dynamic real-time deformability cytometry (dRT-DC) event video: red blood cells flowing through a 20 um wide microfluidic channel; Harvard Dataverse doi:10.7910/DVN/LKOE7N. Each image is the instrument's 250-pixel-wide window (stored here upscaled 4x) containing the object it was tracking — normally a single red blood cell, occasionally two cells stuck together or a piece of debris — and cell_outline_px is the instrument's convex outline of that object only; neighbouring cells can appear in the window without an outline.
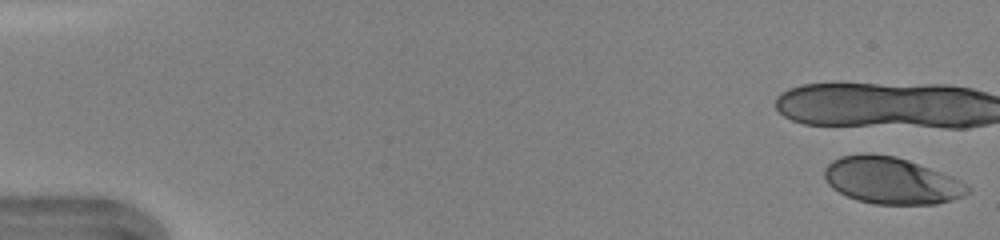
{"species": "human", "species_latin": "Homo sapiens", "temperature_condition": "warm", "stored_images_in_passage": 11, "camera_frame_rate_fps": 3000, "um_per_image_px": 0.085, "donor": {"sex": "female"}, "frame": {"image": 1, "passage_image": 1, "time_ms": 0.0, "image_size_px": [1000, 240], "cell_outline_px": [[972, 188], [968, 192], [952, 200], [936, 204], [872, 204], [856, 200], [832, 188], [828, 184], [824, 176], [824, 168], [832, 160], [840, 156], [864, 152], [868, 152], [896, 156], [908, 160], [952, 176], [968, 184]], "centroid_in_image_um": [75.74, 15.34], "position_along_channel_um": 9.3, "area_um2": 39.25}}